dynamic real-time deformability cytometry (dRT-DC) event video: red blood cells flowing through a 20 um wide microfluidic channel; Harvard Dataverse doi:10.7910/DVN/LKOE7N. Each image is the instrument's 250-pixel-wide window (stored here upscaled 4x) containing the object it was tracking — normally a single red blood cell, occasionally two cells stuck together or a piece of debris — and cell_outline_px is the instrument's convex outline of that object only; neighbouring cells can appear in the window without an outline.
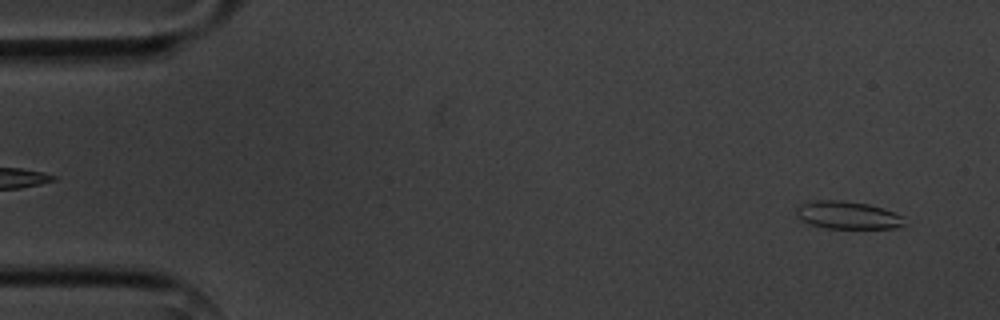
{"species": "common noctule bat (a hibernating species)", "species_latin": "Nyctalus noctula", "temperature_condition": "cold", "stored_images_in_passage": 5, "camera_frame_rate_fps": 3000, "um_per_image_px": 0.085, "animal": {"sex": "male", "body_mass_g": 20.1, "forearm_length_mm": 53.5}, "frame": {"image": 1, "passage_image": 1, "time_ms": 0.0, "image_size_px": [1000, 320], "cell_outline_px": [[904, 224], [896, 228], [824, 228], [808, 224], [800, 220], [796, 212], [796, 208], [800, 204], [816, 200], [844, 200], [868, 204], [904, 216]], "centroid_in_image_um": [72.0, 18.29], "position_along_channel_um": 13.0, "area_um2": 17.46}}
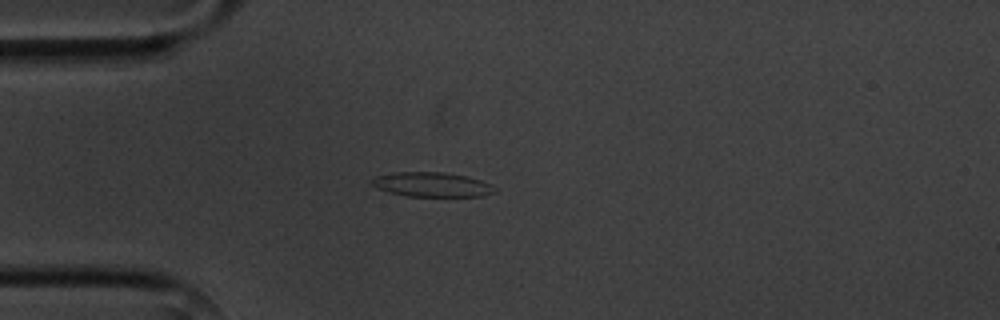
{"frame": {"image": 2, "passage_image": 4, "time_ms": 3.667, "image_size_px": [1000, 320], "cell_outline_px": [[496, 192], [484, 196], [408, 196], [388, 192], [376, 188], [368, 180], [376, 176], [392, 172], [444, 172], [468, 176], [480, 180], [496, 188]], "centroid_in_image_um": [36.67, 15.68], "position_along_channel_um": 48.3, "area_um2": 17.69}}